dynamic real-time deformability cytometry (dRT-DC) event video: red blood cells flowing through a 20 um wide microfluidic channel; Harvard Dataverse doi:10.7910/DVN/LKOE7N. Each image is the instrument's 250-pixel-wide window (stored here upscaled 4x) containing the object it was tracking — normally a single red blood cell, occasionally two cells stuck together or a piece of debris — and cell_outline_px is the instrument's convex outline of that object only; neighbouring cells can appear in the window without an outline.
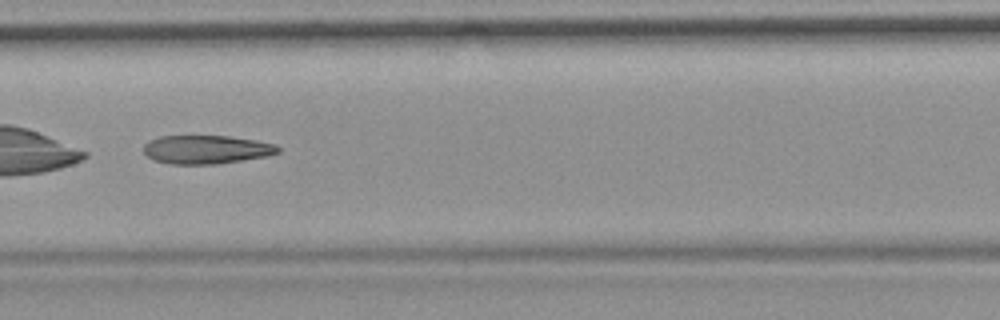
{"species": "common noctule bat (a hibernating species)", "species_latin": "Nyctalus noctula", "temperature_condition": "room temperature", "stored_images_in_passage": 35, "camera_frame_rate_fps": 3000, "um_per_image_px": 0.085, "animal": {"sex": "female", "body_mass_g": 19.9}, "frame": {"image": 1, "passage_image": 11, "time_ms": 3.333, "image_size_px": [1000, 320], "cell_outline_px": [[280, 152], [268, 156], [220, 164], [168, 164], [152, 160], [144, 152], [144, 144], [148, 140], [160, 136], [228, 136], [256, 140], [276, 144], [280, 148]], "centroid_in_image_um": [17.55, 12.71], "position_along_channel_um": 189.9, "area_um2": 22.66}, "authors_computed_cell_mechanics": {"area_um2": 23.1778, "velocity_mm_per_s": 3.7252, "shape_relaxation_time_tau1_ms": null, "shape_relaxation_time_tau2_ms": 7.6026, "deformation_change_tau1": null, "deformation_change_tau2": 0.211}}